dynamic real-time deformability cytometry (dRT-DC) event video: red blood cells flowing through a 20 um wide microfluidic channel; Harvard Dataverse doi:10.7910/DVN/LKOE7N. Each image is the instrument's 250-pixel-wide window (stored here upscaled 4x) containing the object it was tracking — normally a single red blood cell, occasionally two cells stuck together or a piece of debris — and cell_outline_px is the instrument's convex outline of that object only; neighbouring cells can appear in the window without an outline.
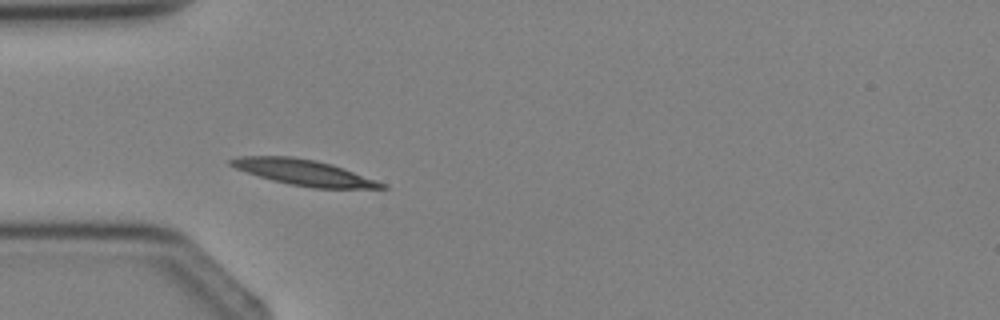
{"species": "Egyptian fruit bat (a non-hibernating species)", "species_latin": "Rousettus aegyptiacus", "temperature_condition": "cold", "stored_images_in_passage": 2, "camera_frame_rate_fps": 3000, "um_per_image_px": 0.085, "animal": {"sex": "female"}, "frame": {"image": 1, "passage_image": 2, "time_ms": 1.0, "image_size_px": [1000, 320], "cell_outline_px": [[388, 188], [312, 188], [288, 184], [272, 180], [236, 168], [228, 164], [228, 160], [240, 156], [292, 156], [316, 160], [332, 164], [344, 168], [388, 184]], "centroid_in_image_um": [25.86, 14.65], "position_along_channel_um": 59.1, "area_um2": 22.6}}